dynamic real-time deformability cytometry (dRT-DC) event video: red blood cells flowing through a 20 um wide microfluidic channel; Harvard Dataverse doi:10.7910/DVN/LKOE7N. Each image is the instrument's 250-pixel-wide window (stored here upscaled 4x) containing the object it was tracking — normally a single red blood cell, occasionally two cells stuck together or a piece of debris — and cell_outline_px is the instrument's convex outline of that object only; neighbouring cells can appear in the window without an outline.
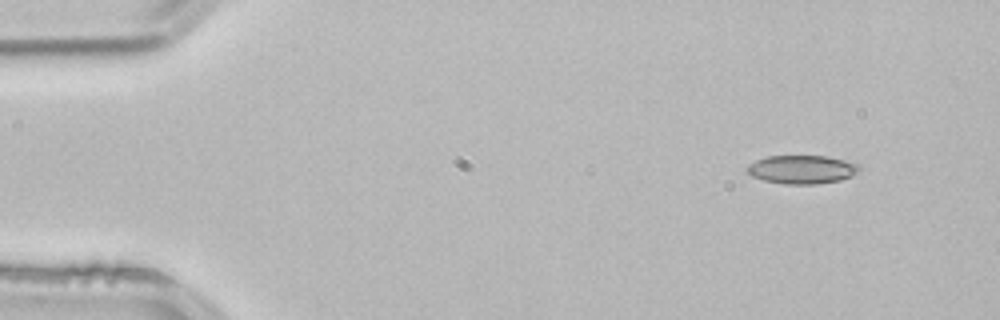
{"species": "common noctule bat (a hibernating species)", "species_latin": "Nyctalus noctula", "temperature_condition": "room temperature", "stored_images_in_passage": 3, "camera_frame_rate_fps": 3000, "um_per_image_px": 0.085, "animal": {"sex": "male", "body_mass_g": 21.5, "forearm_length_mm": 52.0}, "frame": {"image": 1, "passage_image": 1, "time_ms": 0.0, "image_size_px": [1000, 320], "cell_outline_px": [[860, 172], [852, 176], [840, 180], [816, 184], [784, 184], [764, 180], [752, 176], [744, 168], [748, 164], [756, 160], [768, 156], [828, 156], [860, 164]], "centroid_in_image_um": [68.18, 14.4], "position_along_channel_um": 16.8, "area_um2": 18.79}}
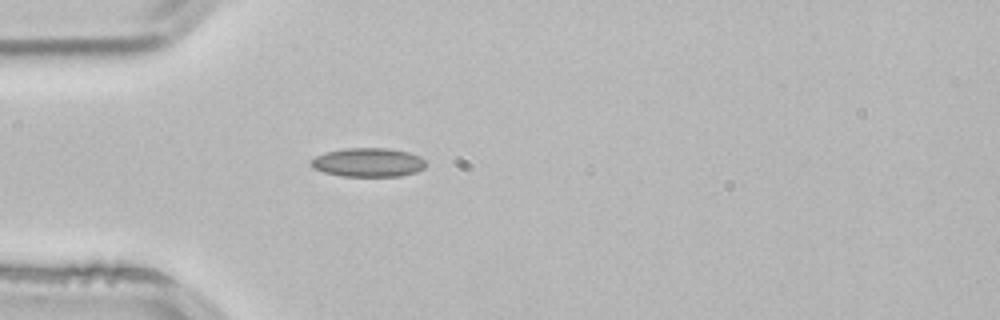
{"frame": {"image": 2, "passage_image": 3, "time_ms": 0.667, "image_size_px": [1000, 320], "cell_outline_px": [[424, 168], [416, 172], [400, 176], [340, 176], [324, 172], [312, 168], [308, 164], [308, 160], [316, 156], [328, 152], [348, 148], [388, 148], [408, 152], [420, 156], [424, 160]], "centroid_in_image_um": [31.25, 13.81], "position_along_channel_um": 53.7, "area_um2": 19.36}}